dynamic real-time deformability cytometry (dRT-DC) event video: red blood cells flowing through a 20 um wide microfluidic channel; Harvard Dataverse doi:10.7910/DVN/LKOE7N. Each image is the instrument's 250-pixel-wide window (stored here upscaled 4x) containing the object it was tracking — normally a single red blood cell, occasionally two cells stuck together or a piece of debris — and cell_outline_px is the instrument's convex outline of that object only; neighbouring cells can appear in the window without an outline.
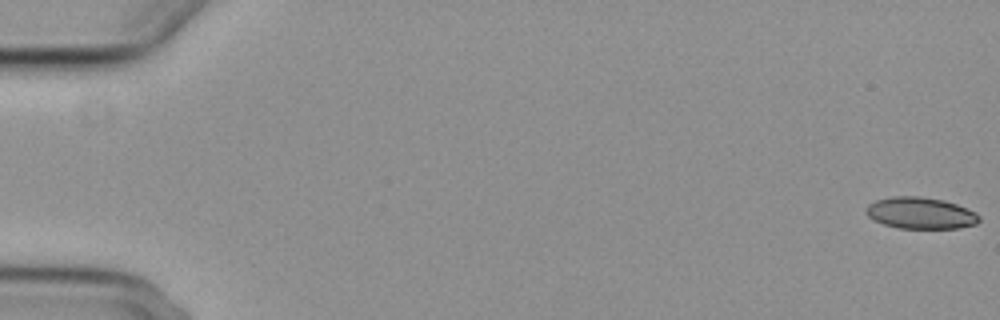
{"species": "common noctule bat (a hibernating species)", "species_latin": "Nyctalus noctula", "temperature_condition": "cold", "stored_images_in_passage": 57, "camera_frame_rate_fps": 3000, "um_per_image_px": 0.085, "animal": {"sex": "female", "body_mass_g": 29.2, "forearm_length_mm": 56.3}, "frame": {"image": 1, "passage_image": 1, "time_ms": 0.0, "image_size_px": [1000, 320], "cell_outline_px": [[980, 220], [976, 224], [960, 228], [896, 228], [884, 224], [868, 216], [864, 212], [864, 208], [868, 204], [876, 200], [892, 196], [920, 196], [944, 200], [956, 204], [976, 212], [980, 216]], "centroid_in_image_um": [78.24, 18.1], "position_along_channel_um": 6.8, "area_um2": 20.92}}
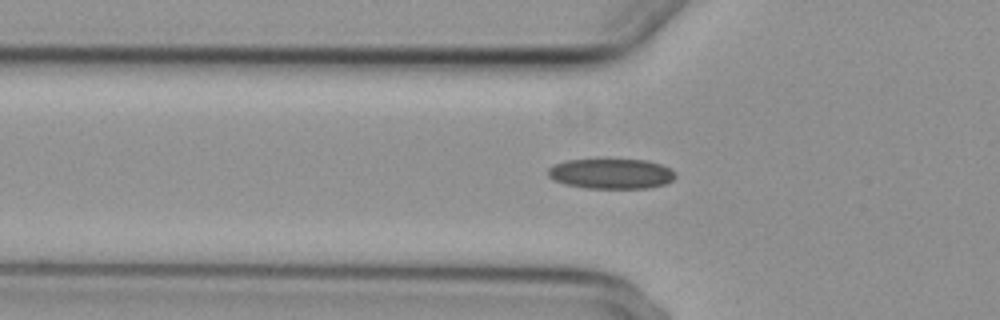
{"frame": {"image": 2, "passage_image": 20, "time_ms": 6.333, "image_size_px": [1000, 320], "cell_outline_px": [[676, 176], [672, 180], [664, 184], [648, 188], [584, 188], [564, 184], [552, 180], [548, 176], [548, 168], [552, 164], [568, 160], [648, 160], [660, 164], [676, 172]], "centroid_in_image_um": [51.92, 14.77], "position_along_channel_um": 73.9, "area_um2": 22.43}}
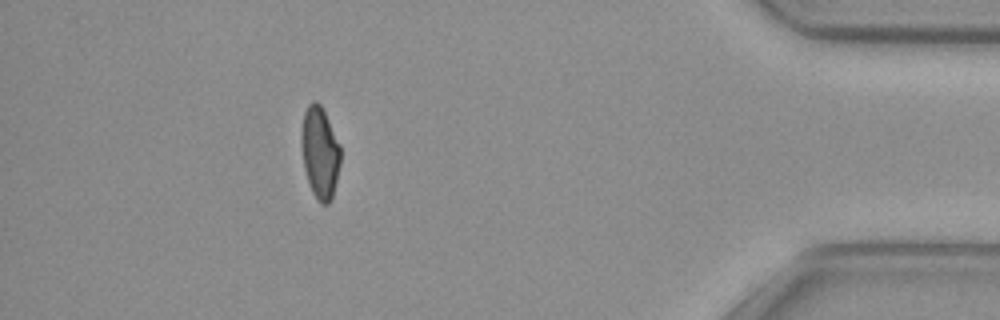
{"frame": {"image": 3, "passage_image": 51, "time_ms": 16.667, "image_size_px": [1000, 320], "cell_outline_px": [[340, 164], [332, 200], [328, 204], [320, 204], [316, 200], [312, 192], [304, 168], [300, 144], [300, 136], [304, 112], [308, 104], [312, 100], [316, 100], [320, 104], [340, 144]], "centroid_in_image_um": [27.18, 12.98], "position_along_channel_um": 408.0, "area_um2": 21.15}, "authors_computed_cell_mechanics": {"area_um2": 21.8484, "velocity_mm_per_s": 3.7211, "shape_relaxation_time_tau1_ms": null, "shape_relaxation_time_tau2_ms": 5.5896, "deformation_change_tau1": null, "deformation_change_tau2": 0.0966}}